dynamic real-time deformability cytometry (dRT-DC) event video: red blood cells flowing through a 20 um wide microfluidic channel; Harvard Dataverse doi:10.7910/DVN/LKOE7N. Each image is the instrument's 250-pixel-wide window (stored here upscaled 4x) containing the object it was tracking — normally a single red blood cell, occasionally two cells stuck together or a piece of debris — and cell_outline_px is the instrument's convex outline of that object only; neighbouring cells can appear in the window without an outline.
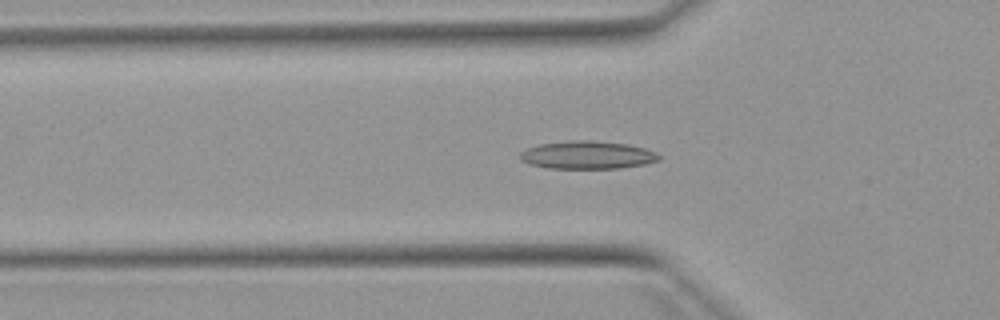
{"species": "Egyptian fruit bat (a non-hibernating species)", "species_latin": "Rousettus aegyptiacus", "temperature_condition": "warm", "stored_images_in_passage": 38, "camera_frame_rate_fps": 3000, "um_per_image_px": 0.085, "animal": {"sex": "female"}, "frame": {"image": 1, "passage_image": 5, "time_ms": 1.333, "image_size_px": [1000, 320], "cell_outline_px": [[660, 160], [644, 164], [620, 168], [548, 168], [532, 164], [520, 160], [520, 152], [528, 148], [540, 144], [568, 140], [588, 140], [628, 144], [644, 148], [656, 152], [660, 156]], "centroid_in_image_um": [49.94, 13.17], "position_along_channel_um": 75.9, "area_um2": 22.48}}
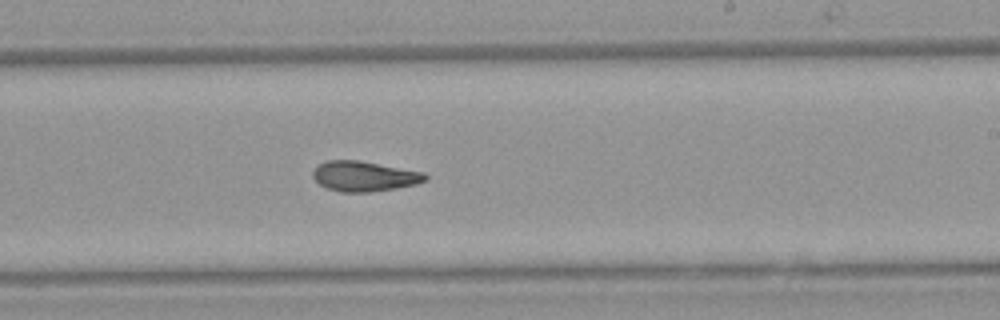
{"frame": {"image": 2, "passage_image": 19, "time_ms": 6.0, "image_size_px": [1000, 320], "cell_outline_px": [[428, 180], [416, 184], [396, 188], [372, 192], [340, 192], [328, 188], [320, 184], [312, 176], [312, 172], [324, 160], [360, 160], [424, 172], [428, 176]], "centroid_in_image_um": [30.98, 14.98], "position_along_channel_um": 258.0, "area_um2": 19.83}}
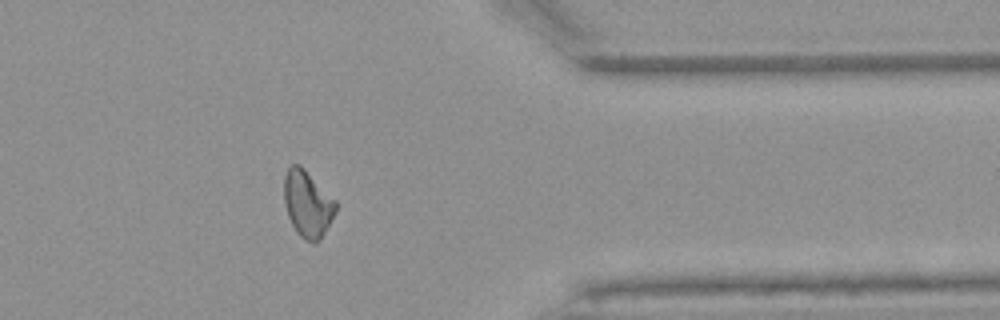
{"frame": {"image": 3, "passage_image": 30, "time_ms": 9.667, "image_size_px": [1000, 320], "cell_outline_px": [[336, 212], [320, 240], [316, 244], [304, 240], [296, 232], [288, 216], [284, 204], [284, 176], [288, 168], [292, 164], [300, 164], [336, 200]], "centroid_in_image_um": [26.14, 17.34], "position_along_channel_um": 385.3, "area_um2": 20.17}, "authors_computed_cell_mechanics": {"area_um2": 19.941, "velocity_mm_per_s": 3.8978, "shape_relaxation_time_tau1_ms": null, "shape_relaxation_time_tau2_ms": 3.9393, "deformation_change_tau1": null, "deformation_change_tau2": 0.1028}}